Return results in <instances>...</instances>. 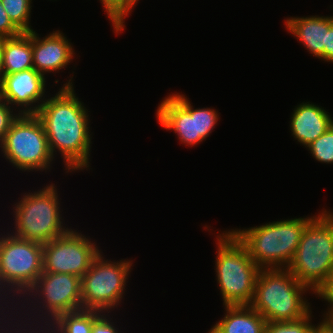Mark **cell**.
<instances>
[{"label": "cell", "instance_id": "18", "mask_svg": "<svg viewBox=\"0 0 333 333\" xmlns=\"http://www.w3.org/2000/svg\"><path fill=\"white\" fill-rule=\"evenodd\" d=\"M32 31L5 38L1 63L3 74H13L33 68Z\"/></svg>", "mask_w": 333, "mask_h": 333}, {"label": "cell", "instance_id": "29", "mask_svg": "<svg viewBox=\"0 0 333 333\" xmlns=\"http://www.w3.org/2000/svg\"><path fill=\"white\" fill-rule=\"evenodd\" d=\"M324 321L325 323L333 330V314H324Z\"/></svg>", "mask_w": 333, "mask_h": 333}, {"label": "cell", "instance_id": "13", "mask_svg": "<svg viewBox=\"0 0 333 333\" xmlns=\"http://www.w3.org/2000/svg\"><path fill=\"white\" fill-rule=\"evenodd\" d=\"M45 82V75L34 68L13 74H3L0 99L11 105L22 106L23 110L20 109L19 114H36L45 101L42 99L45 93ZM37 102L39 105L32 106Z\"/></svg>", "mask_w": 333, "mask_h": 333}, {"label": "cell", "instance_id": "30", "mask_svg": "<svg viewBox=\"0 0 333 333\" xmlns=\"http://www.w3.org/2000/svg\"><path fill=\"white\" fill-rule=\"evenodd\" d=\"M316 333H333V330L324 323Z\"/></svg>", "mask_w": 333, "mask_h": 333}, {"label": "cell", "instance_id": "21", "mask_svg": "<svg viewBox=\"0 0 333 333\" xmlns=\"http://www.w3.org/2000/svg\"><path fill=\"white\" fill-rule=\"evenodd\" d=\"M139 0H101L117 34L124 30V19ZM119 32V33H118Z\"/></svg>", "mask_w": 333, "mask_h": 333}, {"label": "cell", "instance_id": "2", "mask_svg": "<svg viewBox=\"0 0 333 333\" xmlns=\"http://www.w3.org/2000/svg\"><path fill=\"white\" fill-rule=\"evenodd\" d=\"M287 269L315 295L329 285L333 275V213L324 210L309 222Z\"/></svg>", "mask_w": 333, "mask_h": 333}, {"label": "cell", "instance_id": "19", "mask_svg": "<svg viewBox=\"0 0 333 333\" xmlns=\"http://www.w3.org/2000/svg\"><path fill=\"white\" fill-rule=\"evenodd\" d=\"M101 313L97 310L79 309L61 314L51 322L52 325L47 326L49 329L47 328L48 331L44 333H91L93 321ZM52 326L53 330L50 329Z\"/></svg>", "mask_w": 333, "mask_h": 333}, {"label": "cell", "instance_id": "20", "mask_svg": "<svg viewBox=\"0 0 333 333\" xmlns=\"http://www.w3.org/2000/svg\"><path fill=\"white\" fill-rule=\"evenodd\" d=\"M9 19L21 32H31L29 25L32 0H1Z\"/></svg>", "mask_w": 333, "mask_h": 333}, {"label": "cell", "instance_id": "5", "mask_svg": "<svg viewBox=\"0 0 333 333\" xmlns=\"http://www.w3.org/2000/svg\"><path fill=\"white\" fill-rule=\"evenodd\" d=\"M216 277L224 305H249L260 268L231 230L217 236Z\"/></svg>", "mask_w": 333, "mask_h": 333}, {"label": "cell", "instance_id": "24", "mask_svg": "<svg viewBox=\"0 0 333 333\" xmlns=\"http://www.w3.org/2000/svg\"><path fill=\"white\" fill-rule=\"evenodd\" d=\"M11 106L4 100L0 99V142L4 139L5 134L9 131L10 125L13 120L18 116L17 113L13 114Z\"/></svg>", "mask_w": 333, "mask_h": 333}, {"label": "cell", "instance_id": "1", "mask_svg": "<svg viewBox=\"0 0 333 333\" xmlns=\"http://www.w3.org/2000/svg\"><path fill=\"white\" fill-rule=\"evenodd\" d=\"M74 93L70 79L54 97L45 99L36 113L43 123L52 156L56 149L61 152L67 172L90 166L89 115Z\"/></svg>", "mask_w": 333, "mask_h": 333}, {"label": "cell", "instance_id": "33", "mask_svg": "<svg viewBox=\"0 0 333 333\" xmlns=\"http://www.w3.org/2000/svg\"><path fill=\"white\" fill-rule=\"evenodd\" d=\"M35 329H33V331H31V332H29V333H34V332H36V331H34ZM7 331H9V330H6V332L5 333H10V332H7ZM18 331V332H17ZM17 331H15L16 333H19V330H17ZM1 333H4V332H1ZM23 333H27V332H23ZM36 333H38V331L36 332Z\"/></svg>", "mask_w": 333, "mask_h": 333}, {"label": "cell", "instance_id": "7", "mask_svg": "<svg viewBox=\"0 0 333 333\" xmlns=\"http://www.w3.org/2000/svg\"><path fill=\"white\" fill-rule=\"evenodd\" d=\"M4 157L22 171L49 169L53 156L42 121L36 114H19L0 142Z\"/></svg>", "mask_w": 333, "mask_h": 333}, {"label": "cell", "instance_id": "10", "mask_svg": "<svg viewBox=\"0 0 333 333\" xmlns=\"http://www.w3.org/2000/svg\"><path fill=\"white\" fill-rule=\"evenodd\" d=\"M156 116L162 127L174 130L178 139L190 146L205 140L219 119L214 109H193L190 101L180 93L165 97L158 106Z\"/></svg>", "mask_w": 333, "mask_h": 333}, {"label": "cell", "instance_id": "28", "mask_svg": "<svg viewBox=\"0 0 333 333\" xmlns=\"http://www.w3.org/2000/svg\"><path fill=\"white\" fill-rule=\"evenodd\" d=\"M319 297L328 301L331 306L326 314H333V275L329 285L319 294Z\"/></svg>", "mask_w": 333, "mask_h": 333}, {"label": "cell", "instance_id": "11", "mask_svg": "<svg viewBox=\"0 0 333 333\" xmlns=\"http://www.w3.org/2000/svg\"><path fill=\"white\" fill-rule=\"evenodd\" d=\"M99 253L95 243L70 229L66 234L43 243V272L66 273L81 278Z\"/></svg>", "mask_w": 333, "mask_h": 333}, {"label": "cell", "instance_id": "6", "mask_svg": "<svg viewBox=\"0 0 333 333\" xmlns=\"http://www.w3.org/2000/svg\"><path fill=\"white\" fill-rule=\"evenodd\" d=\"M57 195L54 184L24 195L14 207L16 229L13 235L46 243L66 234L69 229L62 225Z\"/></svg>", "mask_w": 333, "mask_h": 333}, {"label": "cell", "instance_id": "17", "mask_svg": "<svg viewBox=\"0 0 333 333\" xmlns=\"http://www.w3.org/2000/svg\"><path fill=\"white\" fill-rule=\"evenodd\" d=\"M225 309L212 333H265L267 321L250 305H225Z\"/></svg>", "mask_w": 333, "mask_h": 333}, {"label": "cell", "instance_id": "14", "mask_svg": "<svg viewBox=\"0 0 333 333\" xmlns=\"http://www.w3.org/2000/svg\"><path fill=\"white\" fill-rule=\"evenodd\" d=\"M33 68L44 75L66 68L74 57L73 47L60 31H54L41 39L32 30Z\"/></svg>", "mask_w": 333, "mask_h": 333}, {"label": "cell", "instance_id": "23", "mask_svg": "<svg viewBox=\"0 0 333 333\" xmlns=\"http://www.w3.org/2000/svg\"><path fill=\"white\" fill-rule=\"evenodd\" d=\"M306 148L310 150L317 161L327 164L333 163V124Z\"/></svg>", "mask_w": 333, "mask_h": 333}, {"label": "cell", "instance_id": "32", "mask_svg": "<svg viewBox=\"0 0 333 333\" xmlns=\"http://www.w3.org/2000/svg\"><path fill=\"white\" fill-rule=\"evenodd\" d=\"M3 78V71H2V63H1V58H0V84Z\"/></svg>", "mask_w": 333, "mask_h": 333}, {"label": "cell", "instance_id": "26", "mask_svg": "<svg viewBox=\"0 0 333 333\" xmlns=\"http://www.w3.org/2000/svg\"><path fill=\"white\" fill-rule=\"evenodd\" d=\"M107 315L100 314L94 321L92 325L91 333H118L116 327L110 320H108Z\"/></svg>", "mask_w": 333, "mask_h": 333}, {"label": "cell", "instance_id": "4", "mask_svg": "<svg viewBox=\"0 0 333 333\" xmlns=\"http://www.w3.org/2000/svg\"><path fill=\"white\" fill-rule=\"evenodd\" d=\"M314 217L280 220L232 231L245 244L260 269L287 268L304 229Z\"/></svg>", "mask_w": 333, "mask_h": 333}, {"label": "cell", "instance_id": "27", "mask_svg": "<svg viewBox=\"0 0 333 333\" xmlns=\"http://www.w3.org/2000/svg\"><path fill=\"white\" fill-rule=\"evenodd\" d=\"M324 60L333 62V25L327 31L326 46H324Z\"/></svg>", "mask_w": 333, "mask_h": 333}, {"label": "cell", "instance_id": "3", "mask_svg": "<svg viewBox=\"0 0 333 333\" xmlns=\"http://www.w3.org/2000/svg\"><path fill=\"white\" fill-rule=\"evenodd\" d=\"M308 290L287 268L260 269L249 305L267 322L300 320L311 312Z\"/></svg>", "mask_w": 333, "mask_h": 333}, {"label": "cell", "instance_id": "22", "mask_svg": "<svg viewBox=\"0 0 333 333\" xmlns=\"http://www.w3.org/2000/svg\"><path fill=\"white\" fill-rule=\"evenodd\" d=\"M311 312L304 318L287 322H267L265 333H316L325 323L323 320L316 327L310 322Z\"/></svg>", "mask_w": 333, "mask_h": 333}, {"label": "cell", "instance_id": "15", "mask_svg": "<svg viewBox=\"0 0 333 333\" xmlns=\"http://www.w3.org/2000/svg\"><path fill=\"white\" fill-rule=\"evenodd\" d=\"M293 112L290 124L292 135L305 147L324 134L333 124L329 112L309 102L297 105Z\"/></svg>", "mask_w": 333, "mask_h": 333}, {"label": "cell", "instance_id": "12", "mask_svg": "<svg viewBox=\"0 0 333 333\" xmlns=\"http://www.w3.org/2000/svg\"><path fill=\"white\" fill-rule=\"evenodd\" d=\"M27 292V296L39 295L37 299L41 298L42 307L47 309L43 317L46 320L44 325L49 326V322H53L61 314L82 309L81 278L77 275L42 272Z\"/></svg>", "mask_w": 333, "mask_h": 333}, {"label": "cell", "instance_id": "31", "mask_svg": "<svg viewBox=\"0 0 333 333\" xmlns=\"http://www.w3.org/2000/svg\"><path fill=\"white\" fill-rule=\"evenodd\" d=\"M4 37L0 36V58H1V54H2V46H3V43H4Z\"/></svg>", "mask_w": 333, "mask_h": 333}, {"label": "cell", "instance_id": "16", "mask_svg": "<svg viewBox=\"0 0 333 333\" xmlns=\"http://www.w3.org/2000/svg\"><path fill=\"white\" fill-rule=\"evenodd\" d=\"M285 23L288 31L302 42L309 53L324 60L327 31L333 25V16L291 17Z\"/></svg>", "mask_w": 333, "mask_h": 333}, {"label": "cell", "instance_id": "9", "mask_svg": "<svg viewBox=\"0 0 333 333\" xmlns=\"http://www.w3.org/2000/svg\"><path fill=\"white\" fill-rule=\"evenodd\" d=\"M103 258L100 252L81 277L82 309L109 313L108 310L121 304L133 263L130 260L116 263Z\"/></svg>", "mask_w": 333, "mask_h": 333}, {"label": "cell", "instance_id": "25", "mask_svg": "<svg viewBox=\"0 0 333 333\" xmlns=\"http://www.w3.org/2000/svg\"><path fill=\"white\" fill-rule=\"evenodd\" d=\"M22 32L9 19L2 1L0 0V36L12 38L20 35Z\"/></svg>", "mask_w": 333, "mask_h": 333}, {"label": "cell", "instance_id": "8", "mask_svg": "<svg viewBox=\"0 0 333 333\" xmlns=\"http://www.w3.org/2000/svg\"><path fill=\"white\" fill-rule=\"evenodd\" d=\"M42 272L43 243L9 234L0 238V290L9 287L23 298Z\"/></svg>", "mask_w": 333, "mask_h": 333}]
</instances>
